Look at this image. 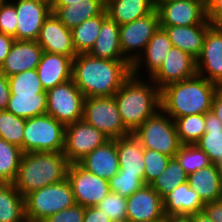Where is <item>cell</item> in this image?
Here are the masks:
<instances>
[{"mask_svg": "<svg viewBox=\"0 0 222 222\" xmlns=\"http://www.w3.org/2000/svg\"><path fill=\"white\" fill-rule=\"evenodd\" d=\"M132 75L127 60H108L77 54L72 62V80L85 98L114 96Z\"/></svg>", "mask_w": 222, "mask_h": 222, "instance_id": "1", "label": "cell"}, {"mask_svg": "<svg viewBox=\"0 0 222 222\" xmlns=\"http://www.w3.org/2000/svg\"><path fill=\"white\" fill-rule=\"evenodd\" d=\"M218 87L197 74L169 84L160 90L161 109L173 120L191 114H206L212 109Z\"/></svg>", "mask_w": 222, "mask_h": 222, "instance_id": "2", "label": "cell"}, {"mask_svg": "<svg viewBox=\"0 0 222 222\" xmlns=\"http://www.w3.org/2000/svg\"><path fill=\"white\" fill-rule=\"evenodd\" d=\"M142 79L131 75L114 95L122 121L131 133L161 109L160 89L151 79L148 83Z\"/></svg>", "mask_w": 222, "mask_h": 222, "instance_id": "3", "label": "cell"}, {"mask_svg": "<svg viewBox=\"0 0 222 222\" xmlns=\"http://www.w3.org/2000/svg\"><path fill=\"white\" fill-rule=\"evenodd\" d=\"M70 163L63 152L23 153L14 186L22 196L67 178Z\"/></svg>", "mask_w": 222, "mask_h": 222, "instance_id": "4", "label": "cell"}, {"mask_svg": "<svg viewBox=\"0 0 222 222\" xmlns=\"http://www.w3.org/2000/svg\"><path fill=\"white\" fill-rule=\"evenodd\" d=\"M24 202L27 222H42L48 216L75 204L67 178L31 191L24 196Z\"/></svg>", "mask_w": 222, "mask_h": 222, "instance_id": "5", "label": "cell"}, {"mask_svg": "<svg viewBox=\"0 0 222 222\" xmlns=\"http://www.w3.org/2000/svg\"><path fill=\"white\" fill-rule=\"evenodd\" d=\"M65 129L64 124L48 114L26 119L23 153L63 152Z\"/></svg>", "mask_w": 222, "mask_h": 222, "instance_id": "6", "label": "cell"}, {"mask_svg": "<svg viewBox=\"0 0 222 222\" xmlns=\"http://www.w3.org/2000/svg\"><path fill=\"white\" fill-rule=\"evenodd\" d=\"M133 134L143 148L158 151L171 158L181 146L174 120L162 109L149 117Z\"/></svg>", "mask_w": 222, "mask_h": 222, "instance_id": "7", "label": "cell"}, {"mask_svg": "<svg viewBox=\"0 0 222 222\" xmlns=\"http://www.w3.org/2000/svg\"><path fill=\"white\" fill-rule=\"evenodd\" d=\"M82 119L109 139L132 134L122 121L114 96L85 98Z\"/></svg>", "mask_w": 222, "mask_h": 222, "instance_id": "8", "label": "cell"}, {"mask_svg": "<svg viewBox=\"0 0 222 222\" xmlns=\"http://www.w3.org/2000/svg\"><path fill=\"white\" fill-rule=\"evenodd\" d=\"M46 93V114L65 126L82 119L85 96L72 79L48 89Z\"/></svg>", "mask_w": 222, "mask_h": 222, "instance_id": "9", "label": "cell"}, {"mask_svg": "<svg viewBox=\"0 0 222 222\" xmlns=\"http://www.w3.org/2000/svg\"><path fill=\"white\" fill-rule=\"evenodd\" d=\"M159 26L160 22L157 9L142 18L120 25V48L123 57L131 65L142 55L149 40L153 37Z\"/></svg>", "mask_w": 222, "mask_h": 222, "instance_id": "10", "label": "cell"}, {"mask_svg": "<svg viewBox=\"0 0 222 222\" xmlns=\"http://www.w3.org/2000/svg\"><path fill=\"white\" fill-rule=\"evenodd\" d=\"M67 180L71 185L75 204L85 208L95 207L110 192L109 180L88 172L78 163L69 165Z\"/></svg>", "mask_w": 222, "mask_h": 222, "instance_id": "11", "label": "cell"}, {"mask_svg": "<svg viewBox=\"0 0 222 222\" xmlns=\"http://www.w3.org/2000/svg\"><path fill=\"white\" fill-rule=\"evenodd\" d=\"M108 140L100 130L81 119L66 126L63 154L70 164L78 163Z\"/></svg>", "mask_w": 222, "mask_h": 222, "instance_id": "12", "label": "cell"}, {"mask_svg": "<svg viewBox=\"0 0 222 222\" xmlns=\"http://www.w3.org/2000/svg\"><path fill=\"white\" fill-rule=\"evenodd\" d=\"M160 26H192L205 23L207 0H173L157 8Z\"/></svg>", "mask_w": 222, "mask_h": 222, "instance_id": "13", "label": "cell"}, {"mask_svg": "<svg viewBox=\"0 0 222 222\" xmlns=\"http://www.w3.org/2000/svg\"><path fill=\"white\" fill-rule=\"evenodd\" d=\"M197 75L222 87V27L211 26L196 58Z\"/></svg>", "mask_w": 222, "mask_h": 222, "instance_id": "14", "label": "cell"}, {"mask_svg": "<svg viewBox=\"0 0 222 222\" xmlns=\"http://www.w3.org/2000/svg\"><path fill=\"white\" fill-rule=\"evenodd\" d=\"M196 74V59L178 47L172 46L163 64L150 79L161 90L169 84L192 78Z\"/></svg>", "mask_w": 222, "mask_h": 222, "instance_id": "15", "label": "cell"}, {"mask_svg": "<svg viewBox=\"0 0 222 222\" xmlns=\"http://www.w3.org/2000/svg\"><path fill=\"white\" fill-rule=\"evenodd\" d=\"M15 2V3H14ZM11 3L16 8V40L36 41L42 24L50 15L51 6L39 0H16Z\"/></svg>", "mask_w": 222, "mask_h": 222, "instance_id": "16", "label": "cell"}, {"mask_svg": "<svg viewBox=\"0 0 222 222\" xmlns=\"http://www.w3.org/2000/svg\"><path fill=\"white\" fill-rule=\"evenodd\" d=\"M127 219L133 222H160L164 220L163 198L150 185L127 197Z\"/></svg>", "mask_w": 222, "mask_h": 222, "instance_id": "17", "label": "cell"}, {"mask_svg": "<svg viewBox=\"0 0 222 222\" xmlns=\"http://www.w3.org/2000/svg\"><path fill=\"white\" fill-rule=\"evenodd\" d=\"M36 41L45 52L69 56L72 59L77 55L71 29H68L53 12L42 24Z\"/></svg>", "mask_w": 222, "mask_h": 222, "instance_id": "18", "label": "cell"}, {"mask_svg": "<svg viewBox=\"0 0 222 222\" xmlns=\"http://www.w3.org/2000/svg\"><path fill=\"white\" fill-rule=\"evenodd\" d=\"M42 53L43 49L37 41L15 40L0 70L9 77L37 69Z\"/></svg>", "mask_w": 222, "mask_h": 222, "instance_id": "19", "label": "cell"}, {"mask_svg": "<svg viewBox=\"0 0 222 222\" xmlns=\"http://www.w3.org/2000/svg\"><path fill=\"white\" fill-rule=\"evenodd\" d=\"M172 46V42L170 41L165 29L159 26L153 37L149 40L146 48L142 52V55H140L131 65L132 75L141 78L139 76V71L142 69V66H145V68L147 67V71L145 72L148 73L150 79L163 64L164 58ZM142 63L145 64L141 65Z\"/></svg>", "mask_w": 222, "mask_h": 222, "instance_id": "20", "label": "cell"}, {"mask_svg": "<svg viewBox=\"0 0 222 222\" xmlns=\"http://www.w3.org/2000/svg\"><path fill=\"white\" fill-rule=\"evenodd\" d=\"M78 164L88 172L110 180L120 170L116 139H109L86 155Z\"/></svg>", "mask_w": 222, "mask_h": 222, "instance_id": "21", "label": "cell"}, {"mask_svg": "<svg viewBox=\"0 0 222 222\" xmlns=\"http://www.w3.org/2000/svg\"><path fill=\"white\" fill-rule=\"evenodd\" d=\"M72 62L69 56L43 51L37 74L45 91L72 79Z\"/></svg>", "mask_w": 222, "mask_h": 222, "instance_id": "22", "label": "cell"}, {"mask_svg": "<svg viewBox=\"0 0 222 222\" xmlns=\"http://www.w3.org/2000/svg\"><path fill=\"white\" fill-rule=\"evenodd\" d=\"M211 26L212 24L207 20L200 25L160 27L165 29L174 47H178L196 59L202 51L206 32Z\"/></svg>", "mask_w": 222, "mask_h": 222, "instance_id": "23", "label": "cell"}, {"mask_svg": "<svg viewBox=\"0 0 222 222\" xmlns=\"http://www.w3.org/2000/svg\"><path fill=\"white\" fill-rule=\"evenodd\" d=\"M120 174L140 175L144 179V148L140 141L130 134L116 139Z\"/></svg>", "mask_w": 222, "mask_h": 222, "instance_id": "24", "label": "cell"}, {"mask_svg": "<svg viewBox=\"0 0 222 222\" xmlns=\"http://www.w3.org/2000/svg\"><path fill=\"white\" fill-rule=\"evenodd\" d=\"M205 203L188 182L179 185L163 198L165 215L185 214L192 215L203 211Z\"/></svg>", "mask_w": 222, "mask_h": 222, "instance_id": "25", "label": "cell"}, {"mask_svg": "<svg viewBox=\"0 0 222 222\" xmlns=\"http://www.w3.org/2000/svg\"><path fill=\"white\" fill-rule=\"evenodd\" d=\"M119 29L120 25L107 17L102 22L98 38L88 54L101 59L126 60L120 48Z\"/></svg>", "mask_w": 222, "mask_h": 222, "instance_id": "26", "label": "cell"}, {"mask_svg": "<svg viewBox=\"0 0 222 222\" xmlns=\"http://www.w3.org/2000/svg\"><path fill=\"white\" fill-rule=\"evenodd\" d=\"M105 9V0H83L68 6H51V11L68 28L99 15Z\"/></svg>", "mask_w": 222, "mask_h": 222, "instance_id": "27", "label": "cell"}, {"mask_svg": "<svg viewBox=\"0 0 222 222\" xmlns=\"http://www.w3.org/2000/svg\"><path fill=\"white\" fill-rule=\"evenodd\" d=\"M187 182L204 203L222 199V189L217 164H211L188 175Z\"/></svg>", "mask_w": 222, "mask_h": 222, "instance_id": "28", "label": "cell"}, {"mask_svg": "<svg viewBox=\"0 0 222 222\" xmlns=\"http://www.w3.org/2000/svg\"><path fill=\"white\" fill-rule=\"evenodd\" d=\"M155 9L153 0H105L108 17L119 25L142 18Z\"/></svg>", "mask_w": 222, "mask_h": 222, "instance_id": "29", "label": "cell"}, {"mask_svg": "<svg viewBox=\"0 0 222 222\" xmlns=\"http://www.w3.org/2000/svg\"><path fill=\"white\" fill-rule=\"evenodd\" d=\"M195 144L213 164L222 162V122L212 110L205 114V133Z\"/></svg>", "mask_w": 222, "mask_h": 222, "instance_id": "30", "label": "cell"}, {"mask_svg": "<svg viewBox=\"0 0 222 222\" xmlns=\"http://www.w3.org/2000/svg\"><path fill=\"white\" fill-rule=\"evenodd\" d=\"M0 222H27L24 196L14 183L0 182Z\"/></svg>", "mask_w": 222, "mask_h": 222, "instance_id": "31", "label": "cell"}, {"mask_svg": "<svg viewBox=\"0 0 222 222\" xmlns=\"http://www.w3.org/2000/svg\"><path fill=\"white\" fill-rule=\"evenodd\" d=\"M47 93L11 94L6 111L25 119L46 114Z\"/></svg>", "mask_w": 222, "mask_h": 222, "instance_id": "32", "label": "cell"}, {"mask_svg": "<svg viewBox=\"0 0 222 222\" xmlns=\"http://www.w3.org/2000/svg\"><path fill=\"white\" fill-rule=\"evenodd\" d=\"M107 17L104 9L99 15L71 29L73 46L77 54L88 53L92 49L100 33L101 24Z\"/></svg>", "mask_w": 222, "mask_h": 222, "instance_id": "33", "label": "cell"}, {"mask_svg": "<svg viewBox=\"0 0 222 222\" xmlns=\"http://www.w3.org/2000/svg\"><path fill=\"white\" fill-rule=\"evenodd\" d=\"M188 175L175 157L168 162L164 171L151 183V187L164 198L173 189L187 182Z\"/></svg>", "mask_w": 222, "mask_h": 222, "instance_id": "34", "label": "cell"}, {"mask_svg": "<svg viewBox=\"0 0 222 222\" xmlns=\"http://www.w3.org/2000/svg\"><path fill=\"white\" fill-rule=\"evenodd\" d=\"M23 151L0 138V182L13 183L18 173Z\"/></svg>", "mask_w": 222, "mask_h": 222, "instance_id": "35", "label": "cell"}, {"mask_svg": "<svg viewBox=\"0 0 222 222\" xmlns=\"http://www.w3.org/2000/svg\"><path fill=\"white\" fill-rule=\"evenodd\" d=\"M181 144H195L205 133V114H191L174 120Z\"/></svg>", "mask_w": 222, "mask_h": 222, "instance_id": "36", "label": "cell"}, {"mask_svg": "<svg viewBox=\"0 0 222 222\" xmlns=\"http://www.w3.org/2000/svg\"><path fill=\"white\" fill-rule=\"evenodd\" d=\"M174 157L187 175L212 164L208 155L196 144H181Z\"/></svg>", "mask_w": 222, "mask_h": 222, "instance_id": "37", "label": "cell"}, {"mask_svg": "<svg viewBox=\"0 0 222 222\" xmlns=\"http://www.w3.org/2000/svg\"><path fill=\"white\" fill-rule=\"evenodd\" d=\"M26 119L6 110L0 111V138L19 147L23 151V134Z\"/></svg>", "mask_w": 222, "mask_h": 222, "instance_id": "38", "label": "cell"}, {"mask_svg": "<svg viewBox=\"0 0 222 222\" xmlns=\"http://www.w3.org/2000/svg\"><path fill=\"white\" fill-rule=\"evenodd\" d=\"M11 94L46 93L39 80L37 69L26 70L8 77Z\"/></svg>", "mask_w": 222, "mask_h": 222, "instance_id": "39", "label": "cell"}, {"mask_svg": "<svg viewBox=\"0 0 222 222\" xmlns=\"http://www.w3.org/2000/svg\"><path fill=\"white\" fill-rule=\"evenodd\" d=\"M143 159L145 163L144 183L145 185H151L164 171L171 157L158 151L144 148Z\"/></svg>", "mask_w": 222, "mask_h": 222, "instance_id": "40", "label": "cell"}, {"mask_svg": "<svg viewBox=\"0 0 222 222\" xmlns=\"http://www.w3.org/2000/svg\"><path fill=\"white\" fill-rule=\"evenodd\" d=\"M110 191L124 197H130L141 189L145 183L140 175L120 174L119 172L109 180Z\"/></svg>", "mask_w": 222, "mask_h": 222, "instance_id": "41", "label": "cell"}, {"mask_svg": "<svg viewBox=\"0 0 222 222\" xmlns=\"http://www.w3.org/2000/svg\"><path fill=\"white\" fill-rule=\"evenodd\" d=\"M95 207L111 220L124 219L127 216V198L111 191Z\"/></svg>", "mask_w": 222, "mask_h": 222, "instance_id": "42", "label": "cell"}, {"mask_svg": "<svg viewBox=\"0 0 222 222\" xmlns=\"http://www.w3.org/2000/svg\"><path fill=\"white\" fill-rule=\"evenodd\" d=\"M16 8L11 2L0 6V33L10 35L16 40L17 30Z\"/></svg>", "mask_w": 222, "mask_h": 222, "instance_id": "43", "label": "cell"}, {"mask_svg": "<svg viewBox=\"0 0 222 222\" xmlns=\"http://www.w3.org/2000/svg\"><path fill=\"white\" fill-rule=\"evenodd\" d=\"M84 214L85 207L74 204L72 207L48 216L42 222H83Z\"/></svg>", "mask_w": 222, "mask_h": 222, "instance_id": "44", "label": "cell"}, {"mask_svg": "<svg viewBox=\"0 0 222 222\" xmlns=\"http://www.w3.org/2000/svg\"><path fill=\"white\" fill-rule=\"evenodd\" d=\"M207 19L212 26L222 27V0H207Z\"/></svg>", "mask_w": 222, "mask_h": 222, "instance_id": "45", "label": "cell"}, {"mask_svg": "<svg viewBox=\"0 0 222 222\" xmlns=\"http://www.w3.org/2000/svg\"><path fill=\"white\" fill-rule=\"evenodd\" d=\"M10 96L8 77L0 70V111L6 110Z\"/></svg>", "mask_w": 222, "mask_h": 222, "instance_id": "46", "label": "cell"}, {"mask_svg": "<svg viewBox=\"0 0 222 222\" xmlns=\"http://www.w3.org/2000/svg\"><path fill=\"white\" fill-rule=\"evenodd\" d=\"M203 211L213 222H222V199L211 203H205Z\"/></svg>", "mask_w": 222, "mask_h": 222, "instance_id": "47", "label": "cell"}, {"mask_svg": "<svg viewBox=\"0 0 222 222\" xmlns=\"http://www.w3.org/2000/svg\"><path fill=\"white\" fill-rule=\"evenodd\" d=\"M83 222H111V219L98 208L87 207L85 208Z\"/></svg>", "mask_w": 222, "mask_h": 222, "instance_id": "48", "label": "cell"}, {"mask_svg": "<svg viewBox=\"0 0 222 222\" xmlns=\"http://www.w3.org/2000/svg\"><path fill=\"white\" fill-rule=\"evenodd\" d=\"M14 41V37L6 35L4 33H0V67L4 63L7 55L9 54Z\"/></svg>", "mask_w": 222, "mask_h": 222, "instance_id": "49", "label": "cell"}, {"mask_svg": "<svg viewBox=\"0 0 222 222\" xmlns=\"http://www.w3.org/2000/svg\"><path fill=\"white\" fill-rule=\"evenodd\" d=\"M211 110L222 122V87H218L217 91L215 92Z\"/></svg>", "mask_w": 222, "mask_h": 222, "instance_id": "50", "label": "cell"}, {"mask_svg": "<svg viewBox=\"0 0 222 222\" xmlns=\"http://www.w3.org/2000/svg\"><path fill=\"white\" fill-rule=\"evenodd\" d=\"M164 221L165 222H192V216L185 215V214H169V215H165Z\"/></svg>", "mask_w": 222, "mask_h": 222, "instance_id": "51", "label": "cell"}, {"mask_svg": "<svg viewBox=\"0 0 222 222\" xmlns=\"http://www.w3.org/2000/svg\"><path fill=\"white\" fill-rule=\"evenodd\" d=\"M191 216L192 222H213L204 211L194 213Z\"/></svg>", "mask_w": 222, "mask_h": 222, "instance_id": "52", "label": "cell"}, {"mask_svg": "<svg viewBox=\"0 0 222 222\" xmlns=\"http://www.w3.org/2000/svg\"><path fill=\"white\" fill-rule=\"evenodd\" d=\"M83 0H54L52 6H68Z\"/></svg>", "mask_w": 222, "mask_h": 222, "instance_id": "53", "label": "cell"}, {"mask_svg": "<svg viewBox=\"0 0 222 222\" xmlns=\"http://www.w3.org/2000/svg\"><path fill=\"white\" fill-rule=\"evenodd\" d=\"M166 1H173V0H153L155 8H157L161 3H164Z\"/></svg>", "mask_w": 222, "mask_h": 222, "instance_id": "54", "label": "cell"}, {"mask_svg": "<svg viewBox=\"0 0 222 222\" xmlns=\"http://www.w3.org/2000/svg\"><path fill=\"white\" fill-rule=\"evenodd\" d=\"M218 171H219V179H220V184H221V189H222V164H218Z\"/></svg>", "mask_w": 222, "mask_h": 222, "instance_id": "55", "label": "cell"}, {"mask_svg": "<svg viewBox=\"0 0 222 222\" xmlns=\"http://www.w3.org/2000/svg\"><path fill=\"white\" fill-rule=\"evenodd\" d=\"M111 222H133L130 219L124 218V219H116V220H111Z\"/></svg>", "mask_w": 222, "mask_h": 222, "instance_id": "56", "label": "cell"}, {"mask_svg": "<svg viewBox=\"0 0 222 222\" xmlns=\"http://www.w3.org/2000/svg\"><path fill=\"white\" fill-rule=\"evenodd\" d=\"M39 1H42V2H44L46 4H48L49 6H52V4L54 2V0H39Z\"/></svg>", "mask_w": 222, "mask_h": 222, "instance_id": "57", "label": "cell"}, {"mask_svg": "<svg viewBox=\"0 0 222 222\" xmlns=\"http://www.w3.org/2000/svg\"><path fill=\"white\" fill-rule=\"evenodd\" d=\"M7 2H9V0H0V6L7 3Z\"/></svg>", "mask_w": 222, "mask_h": 222, "instance_id": "58", "label": "cell"}]
</instances>
